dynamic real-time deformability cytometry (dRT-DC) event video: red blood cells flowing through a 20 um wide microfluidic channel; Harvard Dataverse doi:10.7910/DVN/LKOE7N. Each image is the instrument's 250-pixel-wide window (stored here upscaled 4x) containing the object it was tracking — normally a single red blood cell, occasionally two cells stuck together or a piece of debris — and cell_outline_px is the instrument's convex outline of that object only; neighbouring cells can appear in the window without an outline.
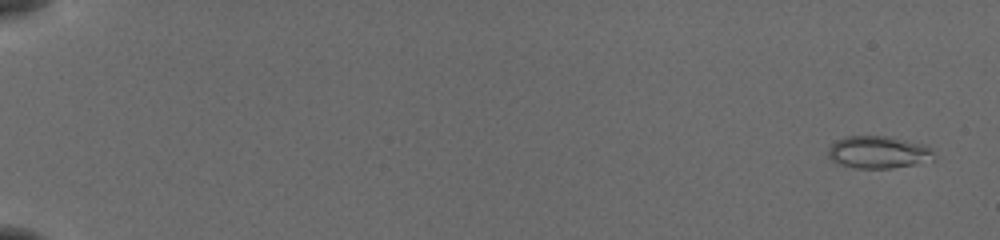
{"species": "common noctule bat (a hibernating species)", "species_latin": "Nyctalus noctula", "temperature_condition": "cold", "stored_images_in_passage": 56, "camera_frame_rate_fps": 3000, "um_per_image_px": 0.085, "animal": {"sex": "female", "body_mass_g": 19.5, "forearm_length_mm": 54.1}, "frame": {"image": 1, "passage_image": 3, "time_ms": 0.667, "image_size_px": [1000, 240], "cell_outline_px": [[936, 156], [932, 160], [912, 164], [888, 168], [856, 168], [840, 164], [832, 160], [828, 156], [828, 148], [836, 140], [844, 136], [888, 136], [924, 144], [932, 148]], "centroid_in_image_um": [74.66, 12.92], "position_along_channel_um": 10.3, "area_um2": 19.94}}
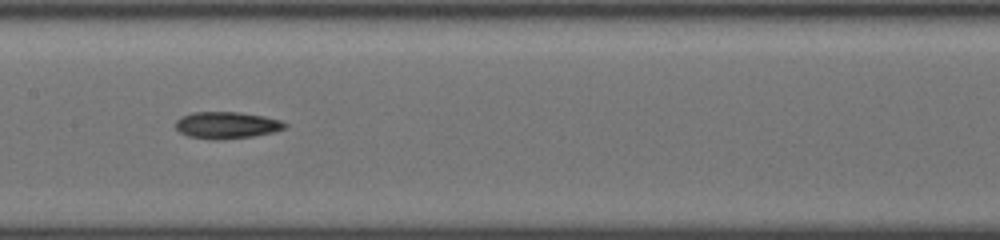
{"frame": {"image": 2, "passage_image": 31, "time_ms": 10.0, "image_size_px": [1000, 240], "cell_outline_px": [[288, 124], [284, 128], [272, 132], [252, 136], [220, 140], [212, 140], [188, 136], [180, 132], [176, 128], [176, 120], [180, 116], [192, 112], [240, 112], [264, 116], [280, 120]], "centroid_in_image_um": [19.23, 10.63], "position_along_channel_um": 188.2, "area_um2": 17.11}}
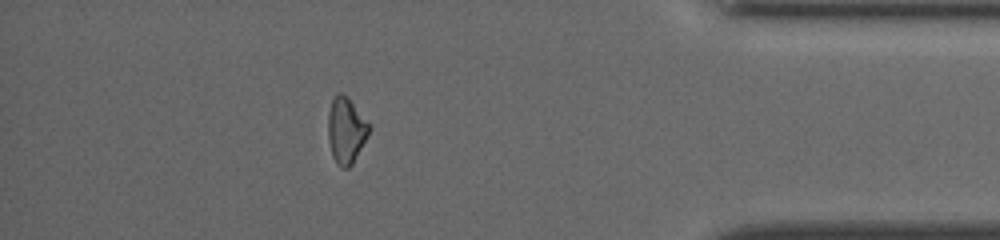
{"frame": {"image": 3, "passage_image": 50, "time_ms": 16.333, "image_size_px": [1000, 240], "cell_outline_px": [[372, 128], [352, 164], [348, 168], [340, 168], [336, 164], [332, 156], [328, 140], [328, 112], [332, 100], [336, 92], [344, 92], [348, 96]], "centroid_in_image_um": [29.4, 11.06], "position_along_channel_um": 405.8, "area_um2": 16.01}, "authors_computed_cell_mechanics": {"area_um2": 17.0799, "velocity_mm_per_s": 3.916, "shape_relaxation_time_tau1_ms": null, "shape_relaxation_time_tau2_ms": 6.6827, "deformation_change_tau1": null, "deformation_change_tau2": 0.1464}}